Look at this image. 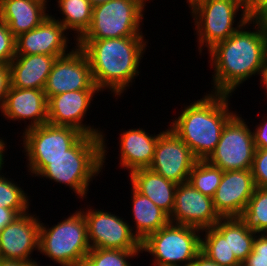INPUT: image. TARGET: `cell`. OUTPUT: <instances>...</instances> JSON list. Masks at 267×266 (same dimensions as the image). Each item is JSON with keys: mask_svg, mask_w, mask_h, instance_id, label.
I'll use <instances>...</instances> for the list:
<instances>
[{"mask_svg": "<svg viewBox=\"0 0 267 266\" xmlns=\"http://www.w3.org/2000/svg\"><path fill=\"white\" fill-rule=\"evenodd\" d=\"M24 266H44V265H40V262H37V259L36 260L32 259L27 262H24ZM46 266H50V265L48 264Z\"/></svg>", "mask_w": 267, "mask_h": 266, "instance_id": "obj_43", "label": "cell"}, {"mask_svg": "<svg viewBox=\"0 0 267 266\" xmlns=\"http://www.w3.org/2000/svg\"><path fill=\"white\" fill-rule=\"evenodd\" d=\"M55 18L57 16L50 15L33 30L16 37V55L64 56L71 52L70 50L76 47L77 42L74 43L72 49L68 48L69 41H71L69 40L71 38H68L69 32Z\"/></svg>", "mask_w": 267, "mask_h": 266, "instance_id": "obj_16", "label": "cell"}, {"mask_svg": "<svg viewBox=\"0 0 267 266\" xmlns=\"http://www.w3.org/2000/svg\"><path fill=\"white\" fill-rule=\"evenodd\" d=\"M47 226L40 222L39 253L61 266H79L91 249L83 212L77 208L54 226Z\"/></svg>", "mask_w": 267, "mask_h": 266, "instance_id": "obj_6", "label": "cell"}, {"mask_svg": "<svg viewBox=\"0 0 267 266\" xmlns=\"http://www.w3.org/2000/svg\"><path fill=\"white\" fill-rule=\"evenodd\" d=\"M256 188L251 169L224 171L213 196V204L221 218L240 217Z\"/></svg>", "mask_w": 267, "mask_h": 266, "instance_id": "obj_18", "label": "cell"}, {"mask_svg": "<svg viewBox=\"0 0 267 266\" xmlns=\"http://www.w3.org/2000/svg\"><path fill=\"white\" fill-rule=\"evenodd\" d=\"M0 171V207L7 209H29L30 196L24 191L20 184L15 183Z\"/></svg>", "mask_w": 267, "mask_h": 266, "instance_id": "obj_31", "label": "cell"}, {"mask_svg": "<svg viewBox=\"0 0 267 266\" xmlns=\"http://www.w3.org/2000/svg\"><path fill=\"white\" fill-rule=\"evenodd\" d=\"M208 54V63L214 73L211 93L232 96L240 85L255 75L260 76L261 83L267 69V26L264 20L251 17L229 38L209 49Z\"/></svg>", "mask_w": 267, "mask_h": 266, "instance_id": "obj_1", "label": "cell"}, {"mask_svg": "<svg viewBox=\"0 0 267 266\" xmlns=\"http://www.w3.org/2000/svg\"><path fill=\"white\" fill-rule=\"evenodd\" d=\"M245 8L250 17L261 18L267 12V0H245Z\"/></svg>", "mask_w": 267, "mask_h": 266, "instance_id": "obj_36", "label": "cell"}, {"mask_svg": "<svg viewBox=\"0 0 267 266\" xmlns=\"http://www.w3.org/2000/svg\"><path fill=\"white\" fill-rule=\"evenodd\" d=\"M186 3L195 25L199 54L205 47L208 51L216 43L229 38L251 18L245 0H188ZM239 12L241 15L237 21L235 18Z\"/></svg>", "mask_w": 267, "mask_h": 266, "instance_id": "obj_5", "label": "cell"}, {"mask_svg": "<svg viewBox=\"0 0 267 266\" xmlns=\"http://www.w3.org/2000/svg\"><path fill=\"white\" fill-rule=\"evenodd\" d=\"M237 112L222 129L221 138L207 161L223 171L252 168L255 145L253 133Z\"/></svg>", "mask_w": 267, "mask_h": 266, "instance_id": "obj_9", "label": "cell"}, {"mask_svg": "<svg viewBox=\"0 0 267 266\" xmlns=\"http://www.w3.org/2000/svg\"><path fill=\"white\" fill-rule=\"evenodd\" d=\"M0 266H24V261L0 258Z\"/></svg>", "mask_w": 267, "mask_h": 266, "instance_id": "obj_41", "label": "cell"}, {"mask_svg": "<svg viewBox=\"0 0 267 266\" xmlns=\"http://www.w3.org/2000/svg\"><path fill=\"white\" fill-rule=\"evenodd\" d=\"M220 219L212 198L203 195L189 182L177 185L174 207L169 216L171 223L203 230L214 226Z\"/></svg>", "mask_w": 267, "mask_h": 266, "instance_id": "obj_15", "label": "cell"}, {"mask_svg": "<svg viewBox=\"0 0 267 266\" xmlns=\"http://www.w3.org/2000/svg\"><path fill=\"white\" fill-rule=\"evenodd\" d=\"M267 26V12L261 17Z\"/></svg>", "mask_w": 267, "mask_h": 266, "instance_id": "obj_47", "label": "cell"}, {"mask_svg": "<svg viewBox=\"0 0 267 266\" xmlns=\"http://www.w3.org/2000/svg\"><path fill=\"white\" fill-rule=\"evenodd\" d=\"M49 0H0V20L16 38L39 26L51 13Z\"/></svg>", "mask_w": 267, "mask_h": 266, "instance_id": "obj_21", "label": "cell"}, {"mask_svg": "<svg viewBox=\"0 0 267 266\" xmlns=\"http://www.w3.org/2000/svg\"><path fill=\"white\" fill-rule=\"evenodd\" d=\"M202 230L169 222L141 242L153 266H190L201 251Z\"/></svg>", "mask_w": 267, "mask_h": 266, "instance_id": "obj_8", "label": "cell"}, {"mask_svg": "<svg viewBox=\"0 0 267 266\" xmlns=\"http://www.w3.org/2000/svg\"><path fill=\"white\" fill-rule=\"evenodd\" d=\"M141 250L90 249L79 266H131L128 260L139 257Z\"/></svg>", "mask_w": 267, "mask_h": 266, "instance_id": "obj_30", "label": "cell"}, {"mask_svg": "<svg viewBox=\"0 0 267 266\" xmlns=\"http://www.w3.org/2000/svg\"><path fill=\"white\" fill-rule=\"evenodd\" d=\"M146 0H110L93 6L92 22L79 40L144 37Z\"/></svg>", "mask_w": 267, "mask_h": 266, "instance_id": "obj_7", "label": "cell"}, {"mask_svg": "<svg viewBox=\"0 0 267 266\" xmlns=\"http://www.w3.org/2000/svg\"><path fill=\"white\" fill-rule=\"evenodd\" d=\"M239 218L251 231L264 233L267 230V188L254 189Z\"/></svg>", "mask_w": 267, "mask_h": 266, "instance_id": "obj_27", "label": "cell"}, {"mask_svg": "<svg viewBox=\"0 0 267 266\" xmlns=\"http://www.w3.org/2000/svg\"><path fill=\"white\" fill-rule=\"evenodd\" d=\"M119 140V164L122 169H127L128 172L140 168H149L153 158L155 147L159 138V134H149L145 128H132L122 130Z\"/></svg>", "mask_w": 267, "mask_h": 266, "instance_id": "obj_20", "label": "cell"}, {"mask_svg": "<svg viewBox=\"0 0 267 266\" xmlns=\"http://www.w3.org/2000/svg\"><path fill=\"white\" fill-rule=\"evenodd\" d=\"M231 97L208 91L202 98L181 107L178 118L169 122L168 126L191 149L197 160L209 158L221 138L223 127L237 112L230 110L233 109L229 107Z\"/></svg>", "mask_w": 267, "mask_h": 266, "instance_id": "obj_4", "label": "cell"}, {"mask_svg": "<svg viewBox=\"0 0 267 266\" xmlns=\"http://www.w3.org/2000/svg\"><path fill=\"white\" fill-rule=\"evenodd\" d=\"M100 90H76L59 95L51 96L48 99V123L58 126H67L77 129L83 134L102 136V168L105 167L107 151L106 136L100 127L96 129L93 125L84 123L89 108L95 95ZM99 129V130H98Z\"/></svg>", "mask_w": 267, "mask_h": 266, "instance_id": "obj_10", "label": "cell"}, {"mask_svg": "<svg viewBox=\"0 0 267 266\" xmlns=\"http://www.w3.org/2000/svg\"><path fill=\"white\" fill-rule=\"evenodd\" d=\"M86 207L80 210L86 219L91 249L141 250V242L132 232L131 223L109 211Z\"/></svg>", "mask_w": 267, "mask_h": 266, "instance_id": "obj_11", "label": "cell"}, {"mask_svg": "<svg viewBox=\"0 0 267 266\" xmlns=\"http://www.w3.org/2000/svg\"><path fill=\"white\" fill-rule=\"evenodd\" d=\"M241 266H267V259L256 258V253H250Z\"/></svg>", "mask_w": 267, "mask_h": 266, "instance_id": "obj_40", "label": "cell"}, {"mask_svg": "<svg viewBox=\"0 0 267 266\" xmlns=\"http://www.w3.org/2000/svg\"><path fill=\"white\" fill-rule=\"evenodd\" d=\"M93 6L100 4V3H104V2H108L110 0H89Z\"/></svg>", "mask_w": 267, "mask_h": 266, "instance_id": "obj_45", "label": "cell"}, {"mask_svg": "<svg viewBox=\"0 0 267 266\" xmlns=\"http://www.w3.org/2000/svg\"><path fill=\"white\" fill-rule=\"evenodd\" d=\"M261 85H263V87H265L264 89H265V97H267V69H266V71H265V73H264V76H263V79H262V81H261Z\"/></svg>", "mask_w": 267, "mask_h": 266, "instance_id": "obj_44", "label": "cell"}, {"mask_svg": "<svg viewBox=\"0 0 267 266\" xmlns=\"http://www.w3.org/2000/svg\"><path fill=\"white\" fill-rule=\"evenodd\" d=\"M223 172L207 160H197L189 174L188 182L203 195L213 198Z\"/></svg>", "mask_w": 267, "mask_h": 266, "instance_id": "obj_28", "label": "cell"}, {"mask_svg": "<svg viewBox=\"0 0 267 266\" xmlns=\"http://www.w3.org/2000/svg\"><path fill=\"white\" fill-rule=\"evenodd\" d=\"M257 232L249 230L239 217L229 218V246L231 253L242 263L252 252Z\"/></svg>", "mask_w": 267, "mask_h": 266, "instance_id": "obj_29", "label": "cell"}, {"mask_svg": "<svg viewBox=\"0 0 267 266\" xmlns=\"http://www.w3.org/2000/svg\"><path fill=\"white\" fill-rule=\"evenodd\" d=\"M5 158H0V171L3 170L4 164L6 161H4Z\"/></svg>", "mask_w": 267, "mask_h": 266, "instance_id": "obj_46", "label": "cell"}, {"mask_svg": "<svg viewBox=\"0 0 267 266\" xmlns=\"http://www.w3.org/2000/svg\"><path fill=\"white\" fill-rule=\"evenodd\" d=\"M262 120L252 130L256 149H267V116H263Z\"/></svg>", "mask_w": 267, "mask_h": 266, "instance_id": "obj_34", "label": "cell"}, {"mask_svg": "<svg viewBox=\"0 0 267 266\" xmlns=\"http://www.w3.org/2000/svg\"><path fill=\"white\" fill-rule=\"evenodd\" d=\"M201 251L219 265L241 266L230 251L229 218H221L214 226L202 230Z\"/></svg>", "mask_w": 267, "mask_h": 266, "instance_id": "obj_25", "label": "cell"}, {"mask_svg": "<svg viewBox=\"0 0 267 266\" xmlns=\"http://www.w3.org/2000/svg\"><path fill=\"white\" fill-rule=\"evenodd\" d=\"M76 90H99L94 84L89 59L77 45L55 60L44 93L48 100L51 96Z\"/></svg>", "mask_w": 267, "mask_h": 266, "instance_id": "obj_12", "label": "cell"}, {"mask_svg": "<svg viewBox=\"0 0 267 266\" xmlns=\"http://www.w3.org/2000/svg\"><path fill=\"white\" fill-rule=\"evenodd\" d=\"M89 59L94 84L104 92L122 97L140 74V61L144 57L148 40L144 37H120L101 40H78ZM109 90V91H108Z\"/></svg>", "mask_w": 267, "mask_h": 266, "instance_id": "obj_2", "label": "cell"}, {"mask_svg": "<svg viewBox=\"0 0 267 266\" xmlns=\"http://www.w3.org/2000/svg\"><path fill=\"white\" fill-rule=\"evenodd\" d=\"M58 57L61 56L15 55L8 64L11 87L44 90L52 66Z\"/></svg>", "mask_w": 267, "mask_h": 266, "instance_id": "obj_22", "label": "cell"}, {"mask_svg": "<svg viewBox=\"0 0 267 266\" xmlns=\"http://www.w3.org/2000/svg\"><path fill=\"white\" fill-rule=\"evenodd\" d=\"M190 266H222L200 251Z\"/></svg>", "mask_w": 267, "mask_h": 266, "instance_id": "obj_39", "label": "cell"}, {"mask_svg": "<svg viewBox=\"0 0 267 266\" xmlns=\"http://www.w3.org/2000/svg\"><path fill=\"white\" fill-rule=\"evenodd\" d=\"M15 40L8 26L0 20V64L8 65L15 57Z\"/></svg>", "mask_w": 267, "mask_h": 266, "instance_id": "obj_32", "label": "cell"}, {"mask_svg": "<svg viewBox=\"0 0 267 266\" xmlns=\"http://www.w3.org/2000/svg\"><path fill=\"white\" fill-rule=\"evenodd\" d=\"M131 186L148 197L156 206L170 216L175 199L177 183L165 179L149 168H140L129 173Z\"/></svg>", "mask_w": 267, "mask_h": 266, "instance_id": "obj_23", "label": "cell"}, {"mask_svg": "<svg viewBox=\"0 0 267 266\" xmlns=\"http://www.w3.org/2000/svg\"><path fill=\"white\" fill-rule=\"evenodd\" d=\"M251 171L255 186L267 188V149L255 150Z\"/></svg>", "mask_w": 267, "mask_h": 266, "instance_id": "obj_33", "label": "cell"}, {"mask_svg": "<svg viewBox=\"0 0 267 266\" xmlns=\"http://www.w3.org/2000/svg\"><path fill=\"white\" fill-rule=\"evenodd\" d=\"M57 11L62 18L58 17L67 31H73L74 41L77 42L89 29L92 22L93 5L89 0H56Z\"/></svg>", "mask_w": 267, "mask_h": 266, "instance_id": "obj_26", "label": "cell"}, {"mask_svg": "<svg viewBox=\"0 0 267 266\" xmlns=\"http://www.w3.org/2000/svg\"><path fill=\"white\" fill-rule=\"evenodd\" d=\"M26 161L32 178L41 177L62 186L64 184L77 195V199L82 198L83 201L90 190V182L103 172L102 136L84 134L62 156L27 158Z\"/></svg>", "mask_w": 267, "mask_h": 266, "instance_id": "obj_3", "label": "cell"}, {"mask_svg": "<svg viewBox=\"0 0 267 266\" xmlns=\"http://www.w3.org/2000/svg\"><path fill=\"white\" fill-rule=\"evenodd\" d=\"M22 153L27 158H57L84 134L75 128L45 123L21 133Z\"/></svg>", "mask_w": 267, "mask_h": 266, "instance_id": "obj_14", "label": "cell"}, {"mask_svg": "<svg viewBox=\"0 0 267 266\" xmlns=\"http://www.w3.org/2000/svg\"><path fill=\"white\" fill-rule=\"evenodd\" d=\"M196 161L191 149L168 127L159 135L149 169L180 184L188 182Z\"/></svg>", "mask_w": 267, "mask_h": 266, "instance_id": "obj_13", "label": "cell"}, {"mask_svg": "<svg viewBox=\"0 0 267 266\" xmlns=\"http://www.w3.org/2000/svg\"><path fill=\"white\" fill-rule=\"evenodd\" d=\"M132 217L134 227L132 232L143 242L150 234L167 225L169 216L154 204L148 197L142 195L131 186Z\"/></svg>", "mask_w": 267, "mask_h": 266, "instance_id": "obj_24", "label": "cell"}, {"mask_svg": "<svg viewBox=\"0 0 267 266\" xmlns=\"http://www.w3.org/2000/svg\"><path fill=\"white\" fill-rule=\"evenodd\" d=\"M29 210L30 209H7L0 207V231L20 215L29 212Z\"/></svg>", "mask_w": 267, "mask_h": 266, "instance_id": "obj_37", "label": "cell"}, {"mask_svg": "<svg viewBox=\"0 0 267 266\" xmlns=\"http://www.w3.org/2000/svg\"><path fill=\"white\" fill-rule=\"evenodd\" d=\"M10 69L9 65L0 64V111L3 108L6 95L10 89Z\"/></svg>", "mask_w": 267, "mask_h": 266, "instance_id": "obj_35", "label": "cell"}, {"mask_svg": "<svg viewBox=\"0 0 267 266\" xmlns=\"http://www.w3.org/2000/svg\"><path fill=\"white\" fill-rule=\"evenodd\" d=\"M251 253H256V258L267 259V235L264 233H257Z\"/></svg>", "mask_w": 267, "mask_h": 266, "instance_id": "obj_38", "label": "cell"}, {"mask_svg": "<svg viewBox=\"0 0 267 266\" xmlns=\"http://www.w3.org/2000/svg\"><path fill=\"white\" fill-rule=\"evenodd\" d=\"M7 149V142L6 141H4V137H3V139H2V137H0V158H6L5 157V151H7L6 150Z\"/></svg>", "mask_w": 267, "mask_h": 266, "instance_id": "obj_42", "label": "cell"}, {"mask_svg": "<svg viewBox=\"0 0 267 266\" xmlns=\"http://www.w3.org/2000/svg\"><path fill=\"white\" fill-rule=\"evenodd\" d=\"M30 211L17 217L0 231L2 259L32 260L33 251L39 252L40 218Z\"/></svg>", "mask_w": 267, "mask_h": 266, "instance_id": "obj_17", "label": "cell"}, {"mask_svg": "<svg viewBox=\"0 0 267 266\" xmlns=\"http://www.w3.org/2000/svg\"><path fill=\"white\" fill-rule=\"evenodd\" d=\"M47 102L44 90L10 86L0 112L6 120H9L8 122L20 121L19 123H21L24 121L26 124V120H29L27 128L24 127V132L48 123Z\"/></svg>", "mask_w": 267, "mask_h": 266, "instance_id": "obj_19", "label": "cell"}]
</instances>
